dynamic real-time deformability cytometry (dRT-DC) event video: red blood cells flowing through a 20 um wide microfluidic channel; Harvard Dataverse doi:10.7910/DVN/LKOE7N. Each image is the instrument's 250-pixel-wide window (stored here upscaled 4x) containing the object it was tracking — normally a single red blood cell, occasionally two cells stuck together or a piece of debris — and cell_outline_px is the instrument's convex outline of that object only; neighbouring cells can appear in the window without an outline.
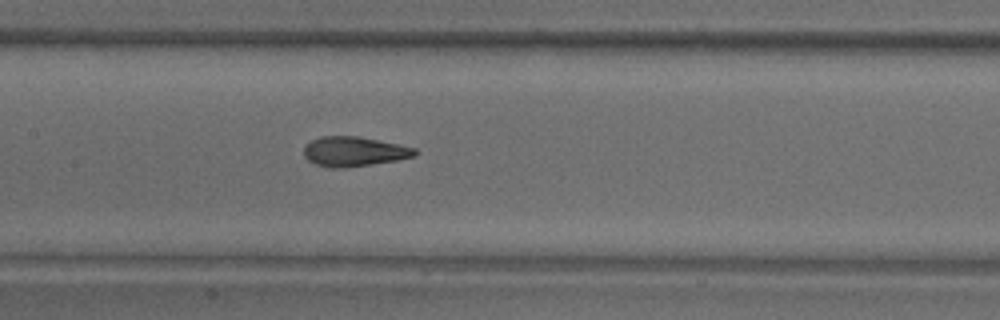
{"species": "common noctule bat (a hibernating species)", "species_latin": "Nyctalus noctula", "temperature_condition": "warm", "stored_images_in_passage": 10, "segment_of_instrument_passage": [1, 2], "camera_frame_rate_fps": 3000, "um_per_image_px": 0.085, "animal": {"sex": "male", "body_mass_g": 18.8}, "frame": {"image": 1, "passage_image": 9, "time_ms": 2.667, "image_size_px": [1000, 320], "cell_outline_px": [[416, 156], [396, 160], [372, 164], [344, 168], [332, 168], [316, 164], [308, 160], [304, 156], [304, 148], [312, 140], [320, 136], [356, 136], [416, 148]], "centroid_in_image_um": [30.07, 12.88], "position_along_channel_um": 177.3, "area_um2": 18.96}}